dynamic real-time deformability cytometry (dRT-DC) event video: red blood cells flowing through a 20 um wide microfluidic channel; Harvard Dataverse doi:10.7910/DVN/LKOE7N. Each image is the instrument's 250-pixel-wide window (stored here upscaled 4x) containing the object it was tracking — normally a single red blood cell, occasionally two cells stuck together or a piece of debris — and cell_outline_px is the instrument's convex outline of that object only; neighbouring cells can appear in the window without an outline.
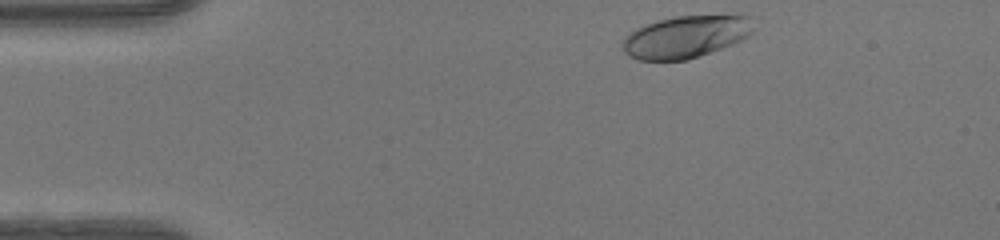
{"species": "human", "species_latin": "Homo sapiens", "temperature_condition": "warm", "stored_images_in_passage": 35, "camera_frame_rate_fps": 3000, "um_per_image_px": 0.085, "donor": {"sex": "female"}, "frame": {"image": 1, "passage_image": 1, "time_ms": 0.0, "image_size_px": [1000, 240], "cell_outline_px": [[752, 32], [748, 36], [732, 44], [688, 60], [640, 60], [628, 56], [624, 52], [620, 44], [628, 32], [636, 28], [660, 20], [676, 16], [736, 12], [740, 12], [748, 16], [752, 28]], "centroid_in_image_um": [58.31, 3.08], "position_along_channel_um": 26.7, "area_um2": 32.89}}
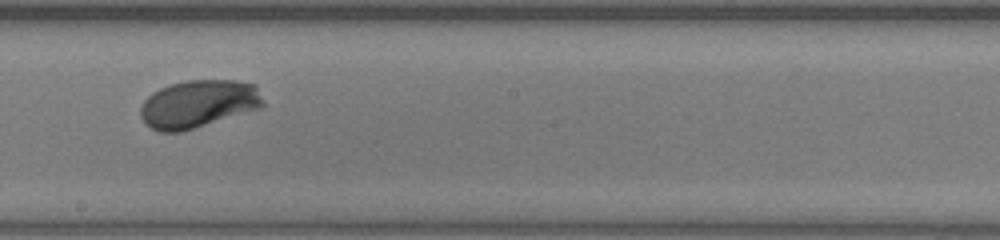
{"frame": {"image": 2, "passage_image": 21, "time_ms": 6.667, "image_size_px": [1000, 240], "cell_outline_px": [[264, 108], [180, 132], [160, 132], [144, 124], [140, 116], [140, 108], [144, 100], [152, 92], [168, 84], [188, 80], [236, 80], [256, 84], [264, 104]], "centroid_in_image_um": [16.87, 8.83], "position_along_channel_um": 231.3, "area_um2": 34.56}}
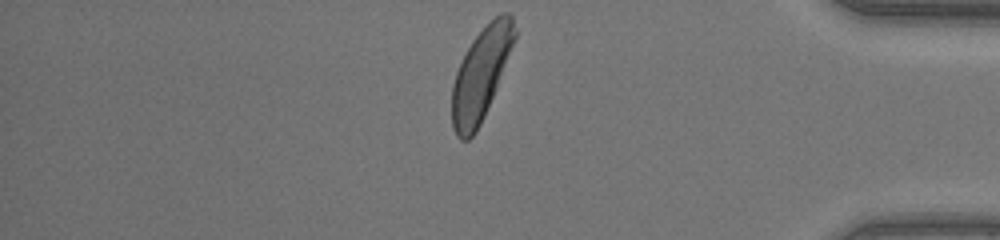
{"frame": {"image": 3, "passage_image": 35, "time_ms": 11.333, "image_size_px": [1000, 240], "cell_outline_px": [[516, 36], [496, 88], [484, 116], [476, 132], [468, 140], [460, 140], [456, 136], [452, 128], [452, 84], [456, 72], [472, 40], [500, 12], [508, 12], [512, 16], [516, 32]], "centroid_in_image_um": [40.86, 6.34], "position_along_channel_um": 394.3, "area_um2": 32.95}, "authors_computed_cell_mechanics": {"area_um2": 32.7726, "velocity_mm_per_s": 4.1341, "shape_relaxation_time_tau1_ms": 2.3434, "shape_relaxation_time_tau2_ms": null, "deformation_change_tau1": 0.156, "deformation_change_tau2": null}}